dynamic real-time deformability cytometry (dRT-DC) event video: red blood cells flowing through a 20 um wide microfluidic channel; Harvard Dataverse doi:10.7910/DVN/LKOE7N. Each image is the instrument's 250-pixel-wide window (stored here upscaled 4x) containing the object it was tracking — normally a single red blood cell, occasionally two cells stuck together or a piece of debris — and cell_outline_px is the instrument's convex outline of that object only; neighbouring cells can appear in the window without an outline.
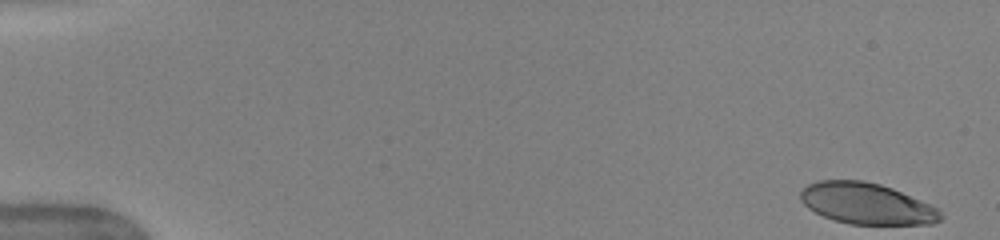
{"species": "human", "species_latin": "Homo sapiens", "temperature_condition": "warm", "stored_images_in_passage": 46, "camera_frame_rate_fps": 3000, "um_per_image_px": 0.085, "donor": {"sex": "female"}, "frame": {"image": 1, "passage_image": 1, "time_ms": 0.0, "image_size_px": [1000, 240], "cell_outline_px": [[944, 216], [940, 220], [932, 224], [848, 224], [824, 216], [808, 208], [800, 200], [800, 192], [808, 184], [816, 180], [864, 180], [880, 184], [892, 188], [920, 200], [936, 208]], "centroid_in_image_um": [73.64, 17.3], "position_along_channel_um": 11.4, "area_um2": 33.47}}
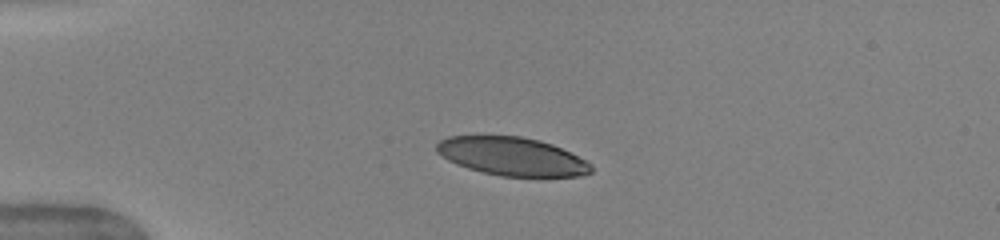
{"frame": {"image": 2, "passage_image": 12, "time_ms": 3.667, "image_size_px": [1000, 240], "cell_outline_px": [[592, 172], [580, 176], [540, 180], [500, 176], [468, 168], [456, 164], [448, 160], [436, 152], [436, 144], [440, 140], [448, 136], [520, 136], [540, 140], [552, 144], [592, 164]], "centroid_in_image_um": [43.57, 13.35], "position_along_channel_um": 41.4, "area_um2": 35.43}}
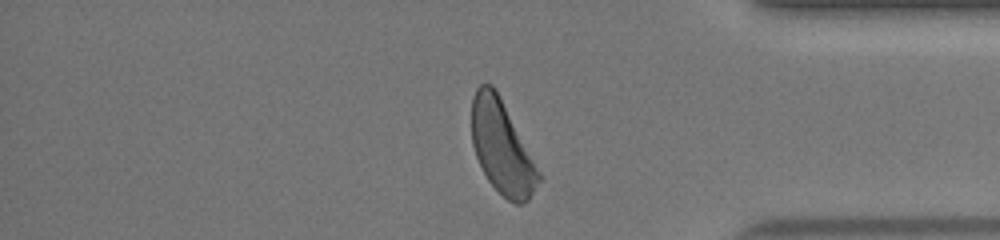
{"frame": {"image": 3, "passage_image": 42, "time_ms": 13.667, "image_size_px": [1000, 240], "cell_outline_px": [[544, 176], [528, 200], [524, 204], [516, 204], [508, 200], [488, 180], [476, 156], [472, 144], [472, 96], [476, 88], [480, 84], [492, 84], [496, 88]], "centroid_in_image_um": [42.7, 12.51], "position_along_channel_um": 392.5, "area_um2": 36.7}, "authors_computed_cell_mechanics": {"area_um2": 37.3099, "velocity_mm_per_s": 4.0372, "shape_relaxation_time_tau1_ms": 2.9667, "shape_relaxation_time_tau2_ms": 0.8181, "deformation_change_tau1": 0.1686, "deformation_change_tau2": 0.0665}}